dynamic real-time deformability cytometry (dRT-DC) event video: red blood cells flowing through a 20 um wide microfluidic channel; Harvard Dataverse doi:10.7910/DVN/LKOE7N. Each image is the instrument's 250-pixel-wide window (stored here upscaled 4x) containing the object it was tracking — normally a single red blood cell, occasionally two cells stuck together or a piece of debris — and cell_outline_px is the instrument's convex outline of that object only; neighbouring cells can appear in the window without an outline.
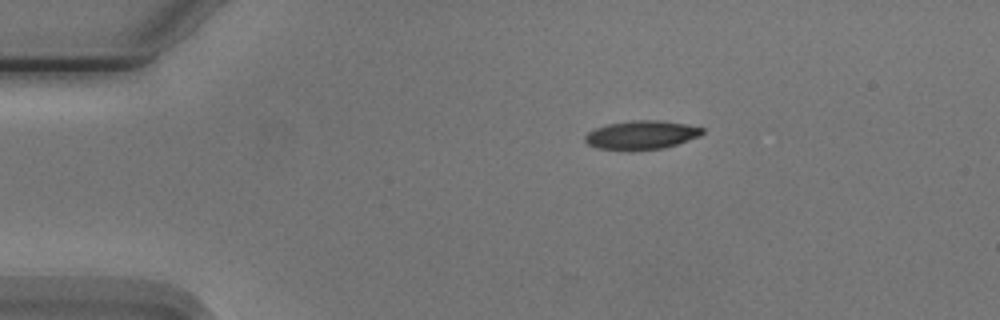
{"species": "Egyptian fruit bat (a non-hibernating species)", "species_latin": "Rousettus aegyptiacus", "temperature_condition": "cold", "stored_images_in_passage": 3, "segment_of_instrument_passage": [1, 2], "camera_frame_rate_fps": 3000, "um_per_image_px": 0.085, "animal": {"sex": "male"}, "frame": {"image": 1, "passage_image": 1, "time_ms": 0.0, "image_size_px": [1000, 320], "cell_outline_px": [[704, 132], [696, 136], [676, 144], [660, 148], [632, 152], [596, 148], [588, 144], [584, 140], [584, 136], [588, 132], [596, 128], [608, 124], [632, 120], [660, 120], [688, 124], [704, 128]], "centroid_in_image_um": [54.46, 11.48], "position_along_channel_um": 30.5, "area_um2": 19.77}}